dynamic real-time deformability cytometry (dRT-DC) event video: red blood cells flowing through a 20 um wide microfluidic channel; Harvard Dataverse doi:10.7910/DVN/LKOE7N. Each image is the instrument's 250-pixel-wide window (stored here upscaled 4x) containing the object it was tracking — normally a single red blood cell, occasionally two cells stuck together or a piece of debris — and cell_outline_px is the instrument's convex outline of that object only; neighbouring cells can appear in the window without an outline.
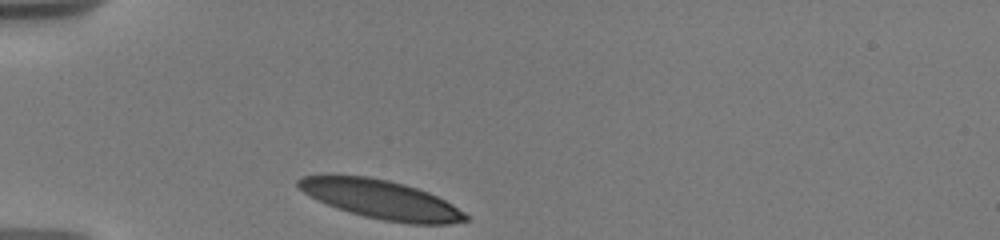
{"species": "human", "species_latin": "Homo sapiens", "temperature_condition": "warm", "stored_images_in_passage": 19, "camera_frame_rate_fps": 3000, "um_per_image_px": 0.085, "donor": {"sex": "male"}, "frame": {"image": 1, "passage_image": 1, "time_ms": 0.0, "image_size_px": [1000, 240], "cell_outline_px": [[468, 220], [448, 224], [408, 224], [384, 220], [364, 216], [348, 212], [328, 204], [304, 192], [296, 184], [296, 180], [304, 176], [368, 176], [388, 180], [404, 184], [428, 192], [452, 204], [464, 212], [468, 216]], "centroid_in_image_um": [32.44, 16.97], "position_along_channel_um": 52.6, "area_um2": 37.22}}
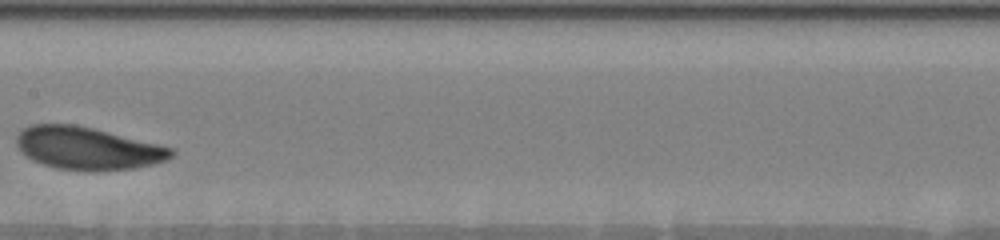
{"frame": {"image": 2, "passage_image": 10, "time_ms": 4.667, "image_size_px": [1000, 240], "cell_outline_px": [[176, 152], [168, 160], [152, 164], [132, 168], [88, 172], [56, 168], [40, 164], [32, 160], [16, 144], [16, 136], [24, 128], [32, 124], [76, 124], [160, 144], [172, 148]], "centroid_in_image_um": [7.46, 12.61], "position_along_channel_um": 199.9, "area_um2": 38.55}}
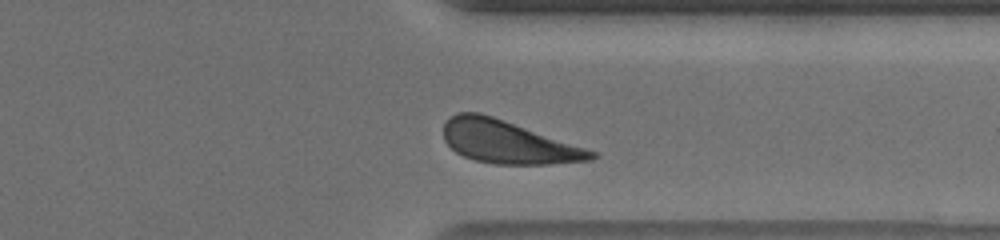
{"frame": {"image": 3, "passage_image": 17, "time_ms": 9.333, "image_size_px": [1000, 240], "cell_outline_px": [[596, 156], [592, 160], [552, 164], [496, 164], [476, 160], [464, 156], [456, 152], [444, 140], [444, 124], [456, 112], [480, 112], [504, 120], [596, 152]], "centroid_in_image_um": [43.14, 12.08], "position_along_channel_um": 368.3, "area_um2": 36.24}, "authors_computed_cell_mechanics": {"area_um2": 37.6856, "velocity_mm_per_s": 3.6031, "shape_relaxation_time_tau1_ms": 2.0178, "shape_relaxation_time_tau2_ms": 6.8902, "deformation_change_tau1": 0.0911, "deformation_change_tau2": 0.1454}}